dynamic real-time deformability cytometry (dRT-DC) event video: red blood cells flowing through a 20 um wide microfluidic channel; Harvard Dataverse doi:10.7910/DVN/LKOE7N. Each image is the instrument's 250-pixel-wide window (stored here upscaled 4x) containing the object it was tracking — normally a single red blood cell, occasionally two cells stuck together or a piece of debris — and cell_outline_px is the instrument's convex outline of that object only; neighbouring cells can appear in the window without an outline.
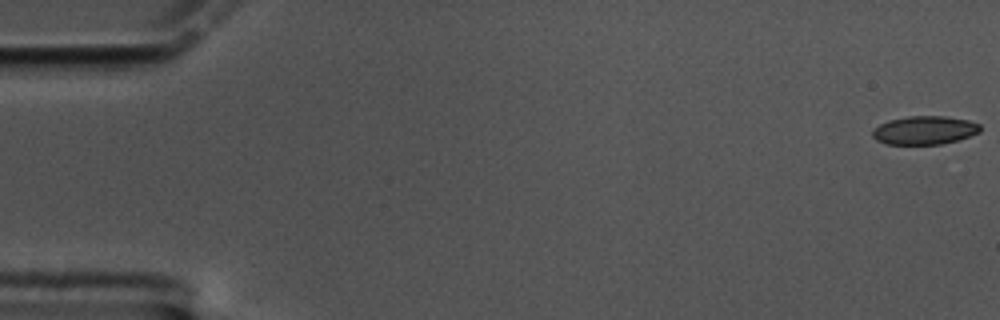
{"species": "common noctule bat (a hibernating species)", "species_latin": "Nyctalus noctula", "temperature_condition": "cold", "stored_images_in_passage": 61, "camera_frame_rate_fps": 3000, "um_per_image_px": 0.085, "animal": {"sex": "male", "body_mass_g": 17.5, "forearm_length_mm": 52.3}, "frame": {"image": 1, "passage_image": 1, "time_ms": 0.0, "image_size_px": [1000, 320], "cell_outline_px": [[980, 132], [956, 140], [940, 144], [884, 144], [876, 140], [872, 136], [872, 132], [880, 124], [888, 120], [908, 116], [948, 116], [968, 120], [980, 124]], "centroid_in_image_um": [78.57, 11.06], "position_along_channel_um": 6.4, "area_um2": 17.8}}
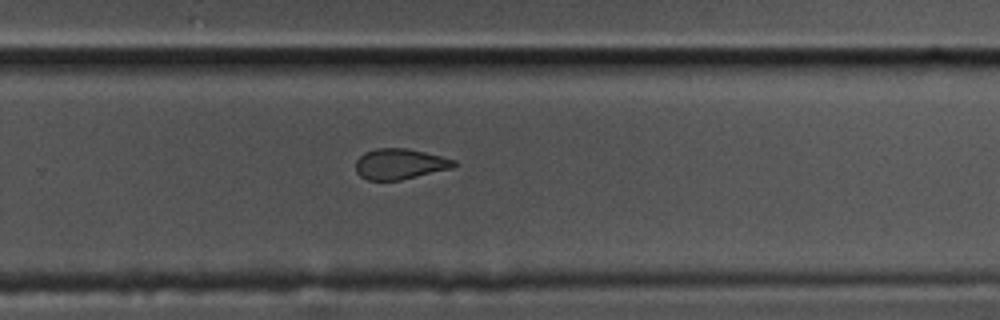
{"frame": {"image": 2, "passage_image": 40, "time_ms": 13.0, "image_size_px": [1000, 320], "cell_outline_px": [[456, 164], [452, 168], [400, 180], [368, 180], [360, 176], [356, 172], [356, 160], [364, 152], [376, 148], [408, 148], [456, 160]], "centroid_in_image_um": [33.96, 13.93], "position_along_channel_um": 295.8, "area_um2": 17.46}}
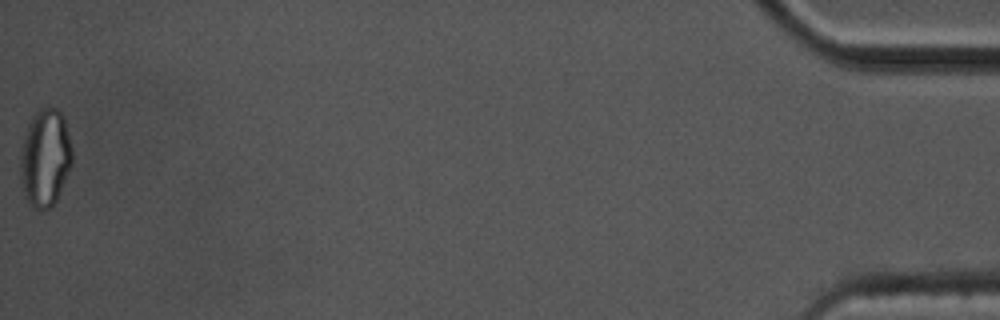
{"frame": {"image": 3, "passage_image": 61, "time_ms": 20.0, "image_size_px": [1000, 320], "cell_outline_px": [[72, 164], [56, 200], [48, 208], [36, 208], [28, 204], [24, 196], [20, 184], [20, 156], [24, 136], [28, 124], [32, 116], [40, 108], [56, 108], [64, 116], [72, 148]], "centroid_in_image_um": [3.82, 13.41], "position_along_channel_um": 431.4, "area_um2": 29.54}, "authors_computed_cell_mechanics": {"area_um2": 18.7272, "velocity_mm_per_s": 3.3411, "shape_relaxation_time_tau1_ms": null, "shape_relaxation_time_tau2_ms": 2.4407, "deformation_change_tau1": null, "deformation_change_tau2": 0.0805}}